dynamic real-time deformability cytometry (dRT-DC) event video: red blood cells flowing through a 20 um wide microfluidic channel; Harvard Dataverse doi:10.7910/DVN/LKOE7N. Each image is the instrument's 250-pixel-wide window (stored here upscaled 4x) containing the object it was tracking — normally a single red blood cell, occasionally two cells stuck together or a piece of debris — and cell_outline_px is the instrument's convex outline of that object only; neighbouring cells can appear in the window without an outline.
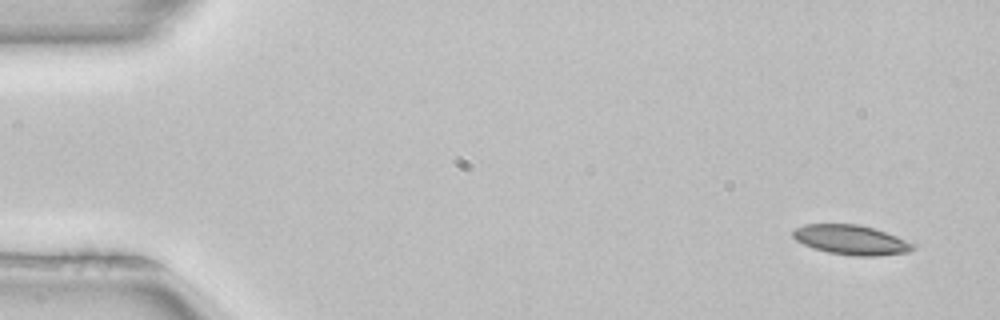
{"species": "common noctule bat (a hibernating species)", "species_latin": "Nyctalus noctula", "temperature_condition": "room temperature", "stored_images_in_passage": 3, "camera_frame_rate_fps": 3000, "um_per_image_px": 0.085, "animal": {"sex": "female", "body_mass_g": 22.7, "forearm_length_mm": 54.2}, "frame": {"image": 1, "passage_image": 1, "time_ms": 0.0, "image_size_px": [1000, 320], "cell_outline_px": [[916, 248], [908, 252], [880, 256], [852, 256], [828, 252], [804, 244], [796, 240], [792, 236], [792, 232], [796, 228], [804, 224], [860, 224], [876, 228], [916, 244]], "centroid_in_image_um": [72.39, 20.39], "position_along_channel_um": 12.6, "area_um2": 20.87}}
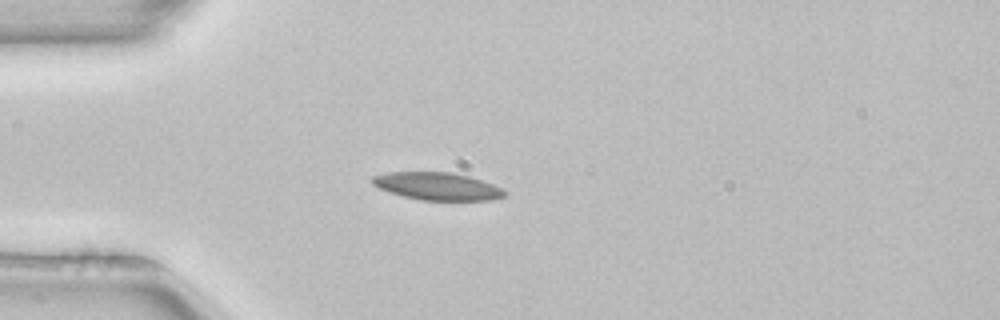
{"frame": {"image": 2, "passage_image": 3, "time_ms": 0.667, "image_size_px": [1000, 320], "cell_outline_px": [[508, 192], [504, 196], [492, 200], [420, 200], [388, 192], [372, 184], [368, 180], [372, 176], [388, 172], [452, 172], [468, 176], [492, 184]], "centroid_in_image_um": [37.13, 15.83], "position_along_channel_um": 47.9, "area_um2": 21.27}}